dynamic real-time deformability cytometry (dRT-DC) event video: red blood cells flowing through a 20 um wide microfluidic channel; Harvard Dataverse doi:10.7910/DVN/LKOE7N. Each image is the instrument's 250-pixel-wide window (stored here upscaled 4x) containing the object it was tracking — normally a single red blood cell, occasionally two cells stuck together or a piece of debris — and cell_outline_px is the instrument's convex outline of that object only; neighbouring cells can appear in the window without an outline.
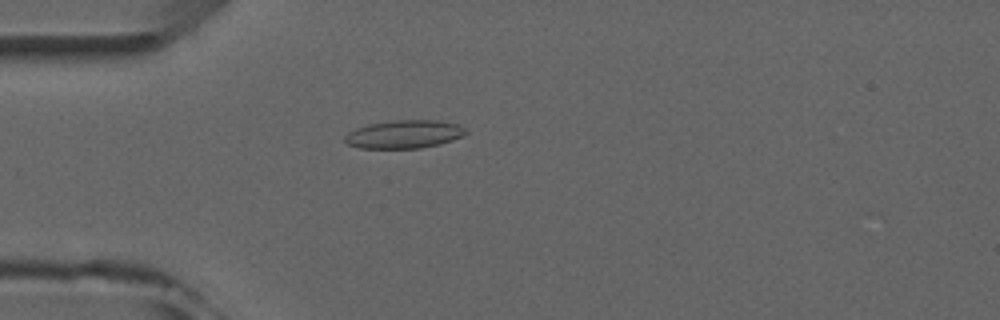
{"species": "common noctule bat (a hibernating species)", "species_latin": "Nyctalus noctula", "temperature_condition": "room temperature", "stored_images_in_passage": 5, "camera_frame_rate_fps": 3000, "um_per_image_px": 0.085, "animal": {"sex": "male", "forearm_length_mm": 52.5}, "frame": {"image": 1, "passage_image": 5, "time_ms": 4.333, "image_size_px": [1000, 320], "cell_outline_px": [[468, 132], [464, 136], [440, 144], [420, 148], [360, 148], [348, 144], [344, 140], [344, 136], [348, 132], [356, 128], [368, 124], [392, 120], [440, 120], [456, 124], [464, 128]], "centroid_in_image_um": [34.36, 11.4], "position_along_channel_um": 50.6, "area_um2": 19.94}}